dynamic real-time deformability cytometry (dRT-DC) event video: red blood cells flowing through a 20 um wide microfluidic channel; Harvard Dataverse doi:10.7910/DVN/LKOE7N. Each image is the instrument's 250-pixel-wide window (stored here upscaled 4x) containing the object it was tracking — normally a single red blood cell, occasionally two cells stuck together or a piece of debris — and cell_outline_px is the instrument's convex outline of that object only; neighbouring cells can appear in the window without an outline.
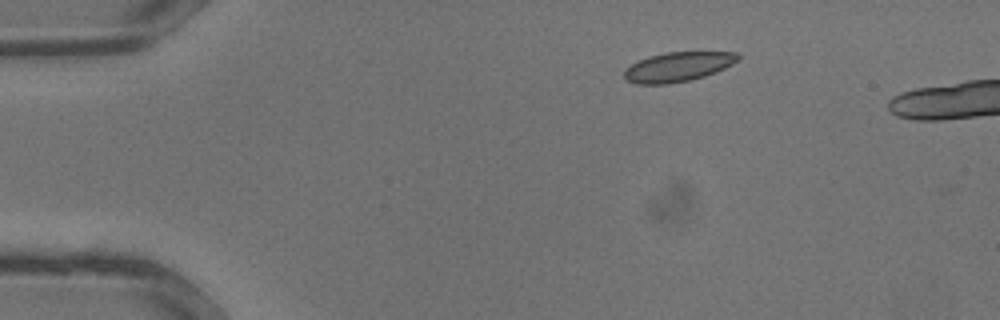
{"species": "common noctule bat (a hibernating species)", "species_latin": "Nyctalus noctula", "temperature_condition": "warm", "stored_images_in_passage": 4, "camera_frame_rate_fps": 3000, "um_per_image_px": 0.085, "animal": {"sex": "male", "body_mass_g": 13.3}, "frame": {"image": 1, "passage_image": 1, "time_ms": 0.0, "image_size_px": [1000, 320], "cell_outline_px": [[740, 60], [716, 72], [692, 80], [668, 84], [636, 84], [624, 80], [624, 68], [648, 56], [664, 52], [740, 52]], "centroid_in_image_um": [57.62, 5.68], "position_along_channel_um": 27.4, "area_um2": 19.83}}